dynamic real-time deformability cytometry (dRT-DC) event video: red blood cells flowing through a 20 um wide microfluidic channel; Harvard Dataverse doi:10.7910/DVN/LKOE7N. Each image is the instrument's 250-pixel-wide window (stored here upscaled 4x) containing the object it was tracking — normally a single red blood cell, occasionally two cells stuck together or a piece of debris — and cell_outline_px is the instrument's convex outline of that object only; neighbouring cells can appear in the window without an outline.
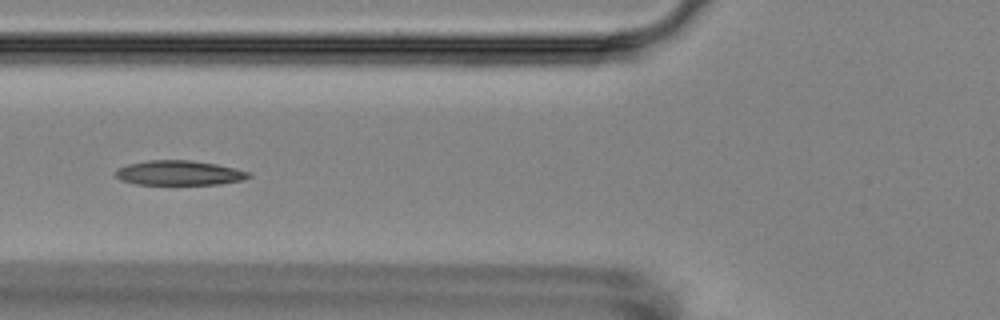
{"species": "Egyptian fruit bat (a non-hibernating species)", "species_latin": "Rousettus aegyptiacus", "temperature_condition": "room temperature", "stored_images_in_passage": 16, "camera_frame_rate_fps": 3000, "um_per_image_px": 0.085, "animal": {"sex": "female"}, "frame": {"image": 1, "passage_image": 7, "time_ms": 6.667, "image_size_px": [1000, 320], "cell_outline_px": [[252, 176], [244, 180], [220, 184], [136, 184], [120, 180], [116, 176], [116, 168], [128, 164], [148, 160], [188, 160], [216, 164], [236, 168], [252, 172]], "centroid_in_image_um": [15.26, 14.69], "position_along_channel_um": 110.5, "area_um2": 19.25}}
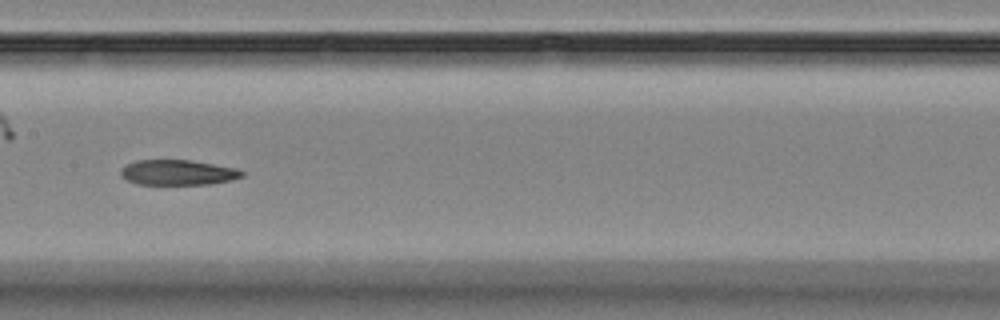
{"frame": {"image": 2, "passage_image": 9, "time_ms": 9.0, "image_size_px": [1000, 320], "cell_outline_px": [[244, 176], [232, 180], [212, 184], [136, 184], [120, 176], [120, 168], [136, 160], [188, 160], [236, 168], [244, 172]], "centroid_in_image_um": [15.11, 14.66], "position_along_channel_um": 192.3, "area_um2": 17.8}}
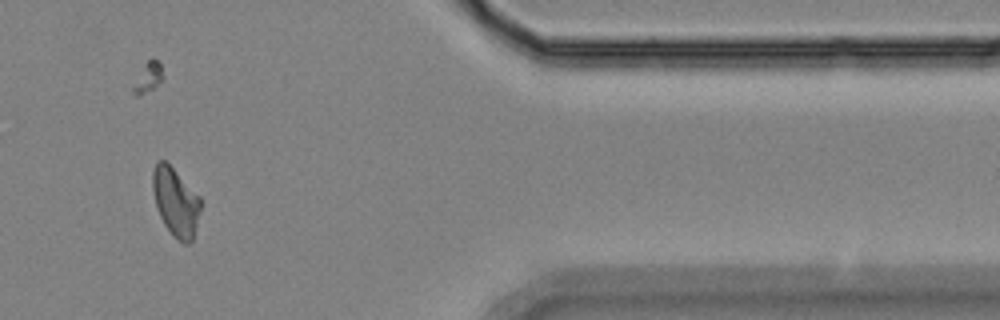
{"frame": {"image": 3, "passage_image": 14, "time_ms": 15.667, "image_size_px": [1000, 320], "cell_outline_px": [[200, 212], [192, 240], [188, 244], [184, 244], [172, 236], [164, 224], [156, 208], [152, 188], [152, 172], [156, 160], [164, 160], [200, 196]], "centroid_in_image_um": [14.91, 17.18], "position_along_channel_um": 396.5, "area_um2": 19.07}}